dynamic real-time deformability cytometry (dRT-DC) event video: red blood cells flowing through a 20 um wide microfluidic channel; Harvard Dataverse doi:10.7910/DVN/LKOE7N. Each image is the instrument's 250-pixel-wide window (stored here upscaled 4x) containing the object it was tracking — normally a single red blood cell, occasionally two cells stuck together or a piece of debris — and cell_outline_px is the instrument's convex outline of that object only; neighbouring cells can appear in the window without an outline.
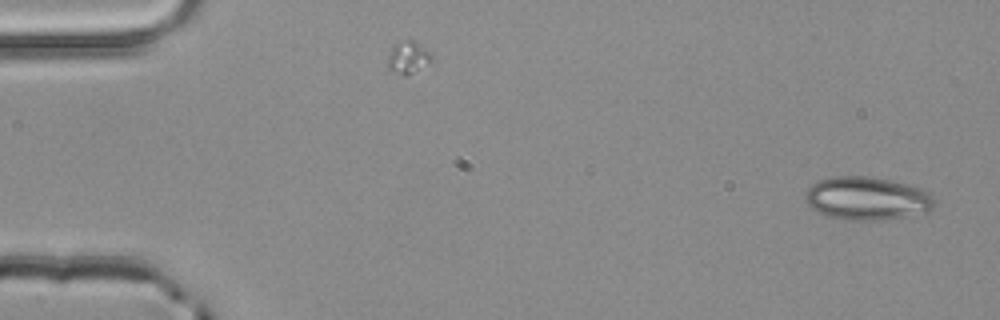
{"species": "common noctule bat (a hibernating species)", "species_latin": "Nyctalus noctula", "temperature_condition": "room temperature", "stored_images_in_passage": 3, "camera_frame_rate_fps": 3000, "um_per_image_px": 0.085, "animal": {"sex": "male", "body_mass_g": 20.4}, "frame": {"image": 1, "passage_image": 1, "time_ms": 0.0, "image_size_px": [1000, 320], "cell_outline_px": [[940, 204], [928, 212], [908, 216], [884, 220], [840, 220], [824, 216], [812, 208], [808, 204], [804, 196], [804, 192], [812, 184], [820, 180], [836, 176], [872, 176], [892, 180], [920, 188], [928, 192]], "centroid_in_image_um": [73.73, 16.88], "position_along_channel_um": 11.3, "area_um2": 33.18}}